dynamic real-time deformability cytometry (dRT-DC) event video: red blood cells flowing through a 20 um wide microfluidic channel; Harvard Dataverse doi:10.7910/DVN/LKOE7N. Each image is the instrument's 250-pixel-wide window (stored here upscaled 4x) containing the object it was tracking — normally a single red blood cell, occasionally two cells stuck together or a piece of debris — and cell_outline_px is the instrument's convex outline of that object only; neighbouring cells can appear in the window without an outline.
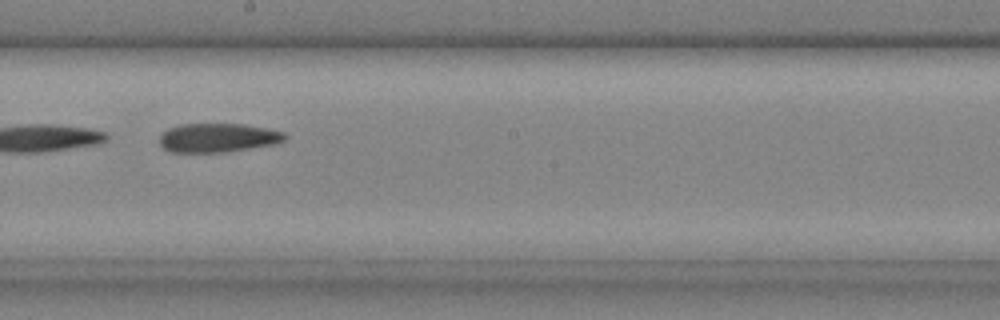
{"species": "common noctule bat (a hibernating species)", "species_latin": "Nyctalus noctula", "temperature_condition": "cold", "stored_images_in_passage": 24, "camera_frame_rate_fps": 3000, "um_per_image_px": 0.085, "animal": {"sex": "male", "body_mass_g": 20.4}, "frame": {"image": 1, "passage_image": 11, "time_ms": 3.333, "image_size_px": [1000, 320], "cell_outline_px": [[288, 136], [284, 140], [276, 144], [224, 152], [172, 152], [164, 148], [160, 144], [160, 136], [168, 128], [180, 124], [244, 124], [268, 128], [284, 132]], "centroid_in_image_um": [18.55, 11.7], "position_along_channel_um": 229.7, "area_um2": 21.15}}
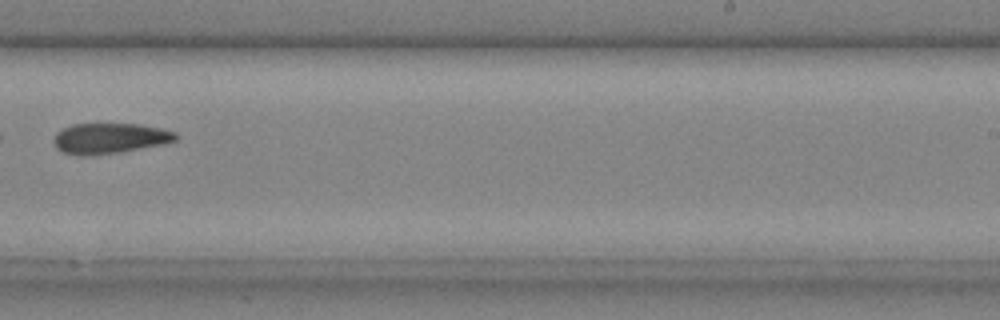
{"frame": {"image": 2, "passage_image": 14, "time_ms": 4.333, "image_size_px": [1000, 320], "cell_outline_px": [[180, 136], [176, 140], [168, 144], [120, 152], [64, 152], [56, 148], [56, 132], [72, 124], [140, 124], [160, 128], [176, 132]], "centroid_in_image_um": [9.49, 11.71], "position_along_channel_um": 279.5, "area_um2": 20.87}}